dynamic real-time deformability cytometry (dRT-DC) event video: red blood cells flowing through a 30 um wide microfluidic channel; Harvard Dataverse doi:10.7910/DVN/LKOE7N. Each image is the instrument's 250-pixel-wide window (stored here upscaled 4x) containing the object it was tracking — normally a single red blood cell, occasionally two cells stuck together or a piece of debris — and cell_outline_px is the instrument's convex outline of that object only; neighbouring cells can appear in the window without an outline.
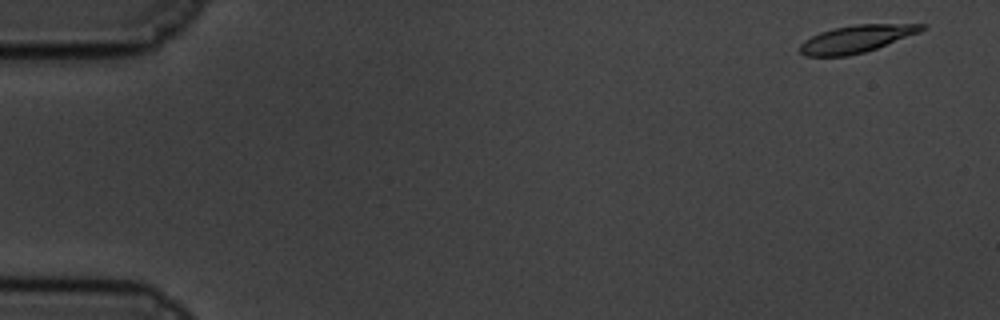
{"species": "common noctule bat (a hibernating species)", "species_latin": "Nyctalus noctula", "temperature_condition": "cold", "stored_images_in_passage": 60, "camera_frame_rate_fps": 3000, "um_per_image_px": 0.085, "animal": {"sex": "male", "body_mass_g": 19.5, "forearm_length_mm": 54.6}, "frame": {"image": 1, "passage_image": 2, "time_ms": 0.333, "image_size_px": [1000, 320], "cell_outline_px": [[928, 24], [920, 32], [876, 48], [864, 52], [848, 56], [804, 56], [800, 52], [800, 44], [804, 40], [820, 32], [832, 28], [856, 24]], "centroid_in_image_um": [72.76, 3.3], "position_along_channel_um": 12.2, "area_um2": 19.31}}
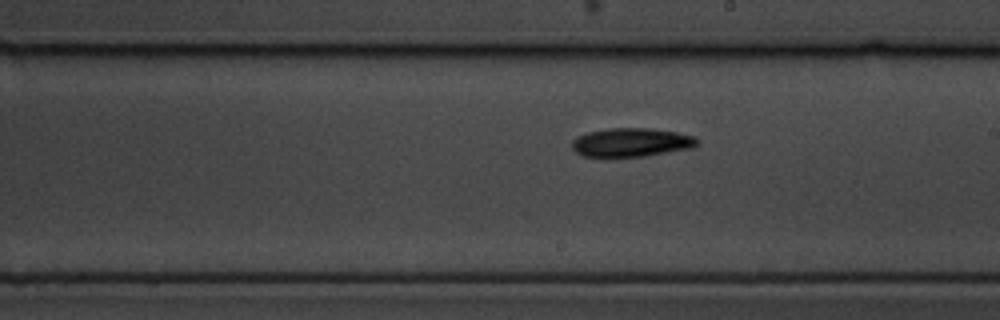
{"frame": {"image": 2, "passage_image": 34, "time_ms": 11.0, "image_size_px": [1000, 320], "cell_outline_px": [[700, 144], [692, 148], [644, 156], [584, 156], [576, 152], [572, 148], [572, 140], [588, 132], [608, 128], [648, 128], [676, 132], [696, 136], [700, 140]], "centroid_in_image_um": [53.72, 12.09], "position_along_channel_um": 235.3, "area_um2": 20.87}}
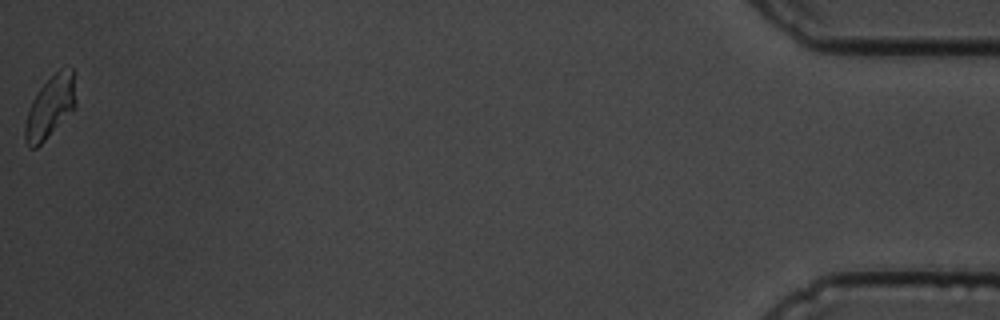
{"frame": {"image": 3, "passage_image": 60, "time_ms": 19.667, "image_size_px": [1000, 320], "cell_outline_px": [[76, 104], [44, 140], [36, 148], [28, 148], [24, 140], [24, 128], [28, 112], [32, 100], [40, 88], [60, 68], [72, 68], [76, 72]], "centroid_in_image_um": [4.28, 9.05], "position_along_channel_um": 430.9, "area_um2": 18.09}, "authors_computed_cell_mechanics": {"area_um2": 19.5942, "velocity_mm_per_s": 3.3164, "shape_relaxation_time_tau1_ms": 5.3267, "shape_relaxation_time_tau2_ms": null, "deformation_change_tau1": 0.1332, "deformation_change_tau2": null}}